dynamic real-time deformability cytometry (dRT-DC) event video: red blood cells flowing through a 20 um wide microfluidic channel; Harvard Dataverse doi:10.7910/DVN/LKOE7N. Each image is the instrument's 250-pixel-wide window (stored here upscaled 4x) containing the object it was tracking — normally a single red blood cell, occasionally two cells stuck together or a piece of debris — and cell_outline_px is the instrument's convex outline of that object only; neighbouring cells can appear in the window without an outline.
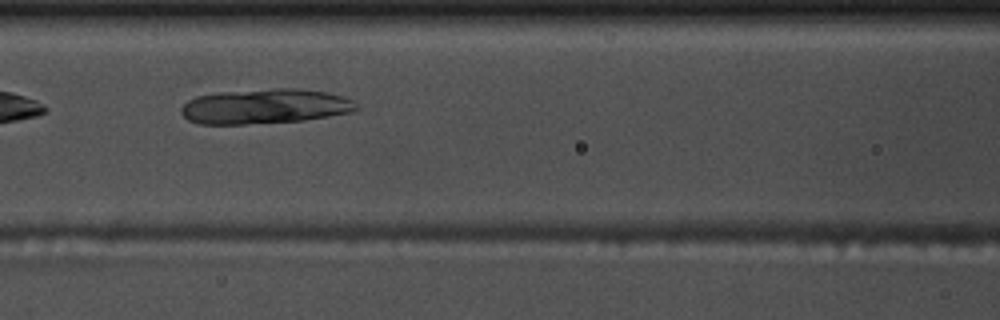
{"species": "common noctule bat (a hibernating species)", "species_latin": "Nyctalus noctula", "temperature_condition": "warm", "stored_images_in_passage": 7, "camera_frame_rate_fps": 3000, "um_per_image_px": 0.085, "animal": {"sex": "male", "body_mass_g": 17.5, "forearm_length_mm": 52.3}, "frame": {"image": 1, "passage_image": 3, "time_ms": 0.667, "image_size_px": [1000, 320], "cell_outline_px": [[360, 108], [352, 112], [304, 120], [244, 124], [196, 124], [188, 120], [180, 112], [180, 108], [188, 100], [196, 96], [220, 92], [276, 88], [300, 88], [324, 92], [340, 96], [352, 100]], "centroid_in_image_um": [22.49, 9.04], "position_along_channel_um": 144.1, "area_um2": 35.6}}